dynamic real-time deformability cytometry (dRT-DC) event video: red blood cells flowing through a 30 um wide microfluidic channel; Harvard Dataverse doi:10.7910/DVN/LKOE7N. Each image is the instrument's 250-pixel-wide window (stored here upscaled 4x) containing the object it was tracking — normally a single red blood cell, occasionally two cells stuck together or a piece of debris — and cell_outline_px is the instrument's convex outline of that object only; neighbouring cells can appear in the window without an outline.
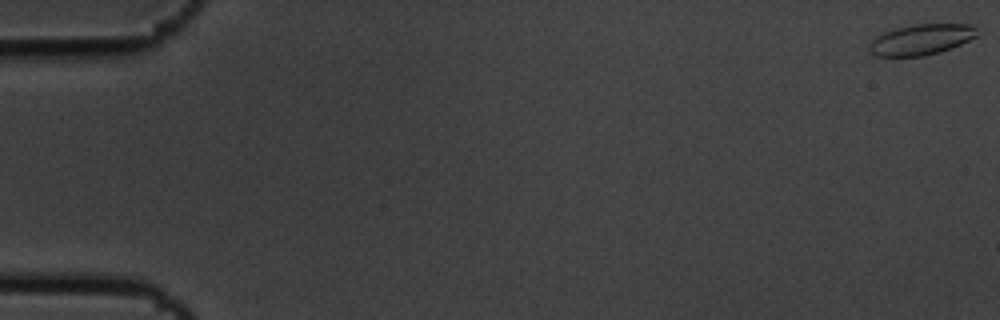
{"species": "common noctule bat (a hibernating species)", "species_latin": "Nyctalus noctula", "temperature_condition": "cold", "stored_images_in_passage": 5, "camera_frame_rate_fps": 3000, "um_per_image_px": 0.085, "animal": {"sex": "male", "body_mass_g": 19.5, "forearm_length_mm": 54.6}, "frame": {"image": 1, "passage_image": 1, "time_ms": 0.0, "image_size_px": [1000, 320], "cell_outline_px": [[976, 36], [952, 48], [940, 52], [924, 56], [876, 56], [868, 52], [868, 44], [876, 36], [884, 32], [896, 28], [916, 24], [972, 24], [976, 28]], "centroid_in_image_um": [78.26, 3.37], "position_along_channel_um": 6.7, "area_um2": 19.31}}
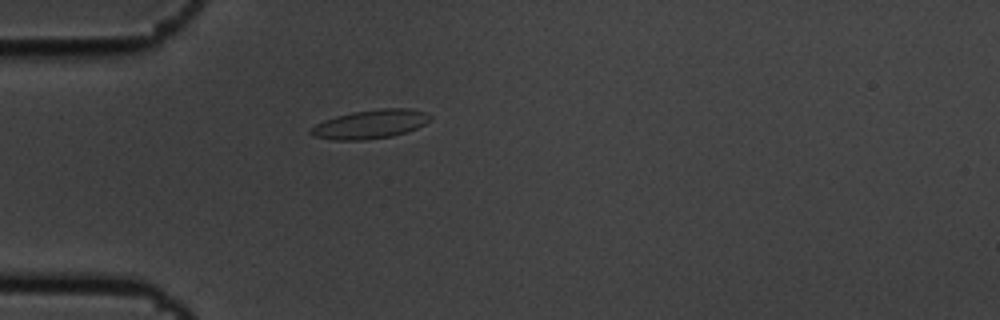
{"frame": {"image": 2, "passage_image": 5, "time_ms": 1.333, "image_size_px": [1000, 320], "cell_outline_px": [[432, 120], [416, 128], [392, 136], [364, 140], [332, 140], [312, 136], [308, 132], [316, 124], [324, 120], [336, 116], [352, 112], [380, 108], [408, 108], [424, 112], [432, 116]], "centroid_in_image_um": [31.46, 10.55], "position_along_channel_um": 53.5, "area_um2": 20.06}}